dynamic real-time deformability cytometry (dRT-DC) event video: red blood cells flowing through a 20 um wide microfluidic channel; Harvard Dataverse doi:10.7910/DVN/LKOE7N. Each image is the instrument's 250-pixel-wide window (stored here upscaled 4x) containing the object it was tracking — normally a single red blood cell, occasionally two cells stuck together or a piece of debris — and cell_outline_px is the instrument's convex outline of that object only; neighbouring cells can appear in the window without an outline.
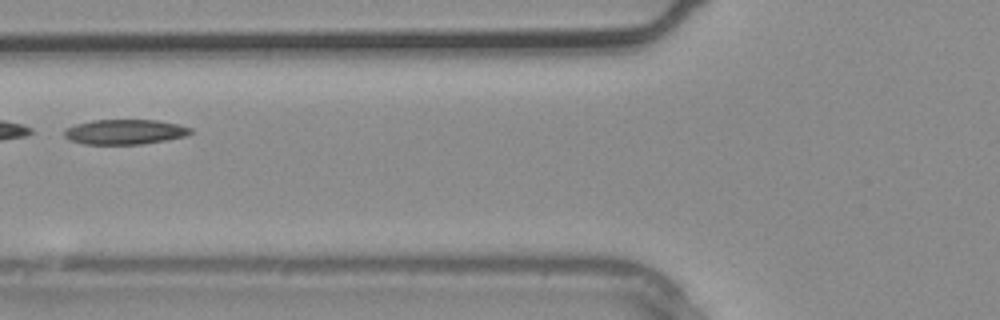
{"species": "common noctule bat (a hibernating species)", "species_latin": "Nyctalus noctula", "temperature_condition": "warm", "stored_images_in_passage": 3, "camera_frame_rate_fps": 3000, "um_per_image_px": 0.085, "animal": {"sex": "male", "body_mass_g": 20.4}, "frame": {"image": 1, "passage_image": 3, "time_ms": 0.667, "image_size_px": [1000, 320], "cell_outline_px": [[192, 132], [184, 136], [168, 140], [144, 144], [84, 144], [68, 140], [64, 136], [64, 128], [76, 124], [92, 120], [156, 120], [180, 124], [192, 128]], "centroid_in_image_um": [10.6, 11.21], "position_along_channel_um": 115.2, "area_um2": 18.55}}